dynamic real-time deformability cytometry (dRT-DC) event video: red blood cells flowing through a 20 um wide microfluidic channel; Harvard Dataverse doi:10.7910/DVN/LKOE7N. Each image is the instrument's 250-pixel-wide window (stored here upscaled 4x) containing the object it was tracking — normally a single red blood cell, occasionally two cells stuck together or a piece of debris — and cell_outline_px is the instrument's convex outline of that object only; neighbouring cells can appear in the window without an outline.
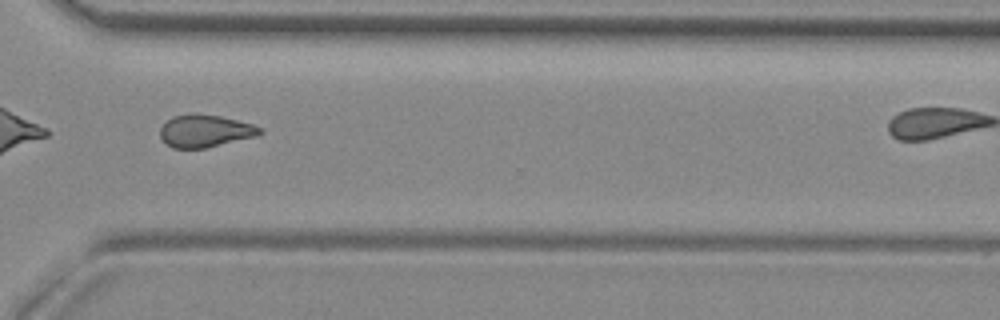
{"species": "common noctule bat (a hibernating species)", "species_latin": "Nyctalus noctula", "temperature_condition": "room temperature", "stored_images_in_passage": 26, "camera_frame_rate_fps": 3000, "um_per_image_px": 0.085, "animal": {"sex": "female", "body_mass_g": 29.2, "forearm_length_mm": 56.3}, "frame": {"image": 1, "passage_image": 22, "time_ms": 7.0, "image_size_px": [1000, 320], "cell_outline_px": [[264, 132], [256, 136], [204, 148], [172, 148], [160, 136], [160, 128], [172, 116], [196, 112], [220, 116], [252, 124], [260, 128]], "centroid_in_image_um": [17.42, 11.11], "position_along_channel_um": 353.2, "area_um2": 18.73}}